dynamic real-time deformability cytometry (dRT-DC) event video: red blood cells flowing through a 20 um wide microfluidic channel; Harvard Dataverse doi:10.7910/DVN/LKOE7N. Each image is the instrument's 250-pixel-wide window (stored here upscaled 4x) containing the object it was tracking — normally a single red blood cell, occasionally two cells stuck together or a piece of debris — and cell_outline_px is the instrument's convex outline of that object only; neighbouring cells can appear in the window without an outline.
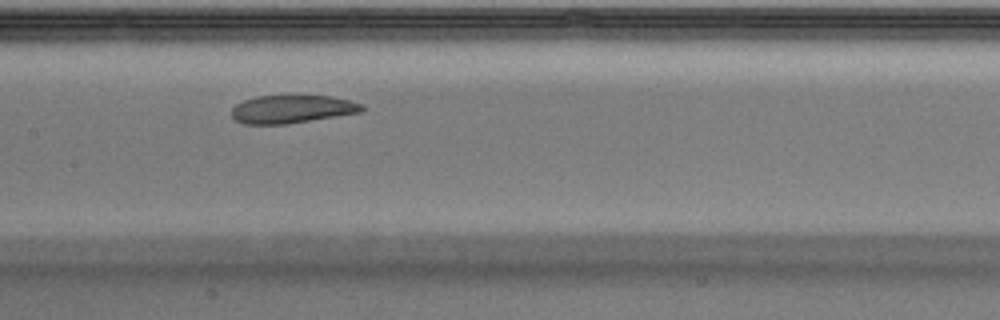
{"species": "Egyptian fruit bat (a non-hibernating species)", "species_latin": "Rousettus aegyptiacus", "temperature_condition": "warm", "stored_images_in_passage": 27, "camera_frame_rate_fps": 3000, "um_per_image_px": 0.085, "animal": {"sex": "male"}, "frame": {"image": 1, "passage_image": 8, "time_ms": 2.333, "image_size_px": [1000, 320], "cell_outline_px": [[364, 112], [288, 124], [244, 124], [236, 120], [232, 116], [232, 108], [236, 104], [244, 100], [256, 96], [332, 96], [364, 104]], "centroid_in_image_um": [24.85, 9.28], "position_along_channel_um": 182.5, "area_um2": 21.39}}